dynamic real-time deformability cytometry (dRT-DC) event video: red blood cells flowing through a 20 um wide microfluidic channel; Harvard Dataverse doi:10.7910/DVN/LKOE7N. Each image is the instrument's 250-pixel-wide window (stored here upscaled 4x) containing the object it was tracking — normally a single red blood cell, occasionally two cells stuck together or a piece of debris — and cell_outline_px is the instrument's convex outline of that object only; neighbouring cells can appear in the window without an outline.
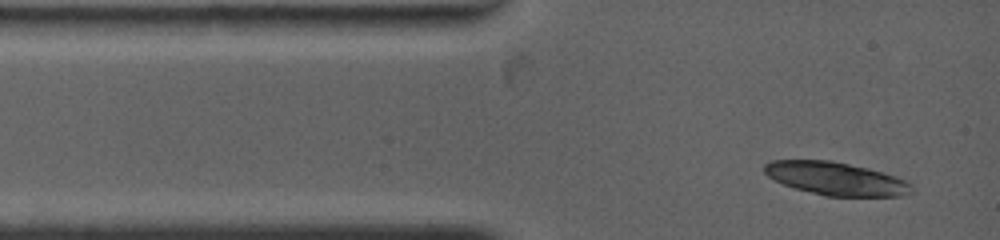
{"species": "common noctule bat (a hibernating species)", "species_latin": "Nyctalus noctula", "temperature_condition": "warm", "stored_images_in_passage": 1, "camera_frame_rate_fps": 4500, "um_per_image_px": 0.085, "animal": {"sex": "female", "body_mass_g": 19.0, "forearm_length_mm": 53.3}, "frame": {"image": 1, "passage_image": 1, "time_ms": 0.0, "image_size_px": [1000, 240], "cell_outline_px": [[912, 192], [900, 196], [824, 196], [796, 188], [784, 184], [768, 176], [764, 172], [764, 164], [772, 160], [832, 160], [868, 168], [896, 176], [912, 184]], "centroid_in_image_um": [71.06, 15.18], "position_along_channel_um": 13.9, "area_um2": 28.26}}